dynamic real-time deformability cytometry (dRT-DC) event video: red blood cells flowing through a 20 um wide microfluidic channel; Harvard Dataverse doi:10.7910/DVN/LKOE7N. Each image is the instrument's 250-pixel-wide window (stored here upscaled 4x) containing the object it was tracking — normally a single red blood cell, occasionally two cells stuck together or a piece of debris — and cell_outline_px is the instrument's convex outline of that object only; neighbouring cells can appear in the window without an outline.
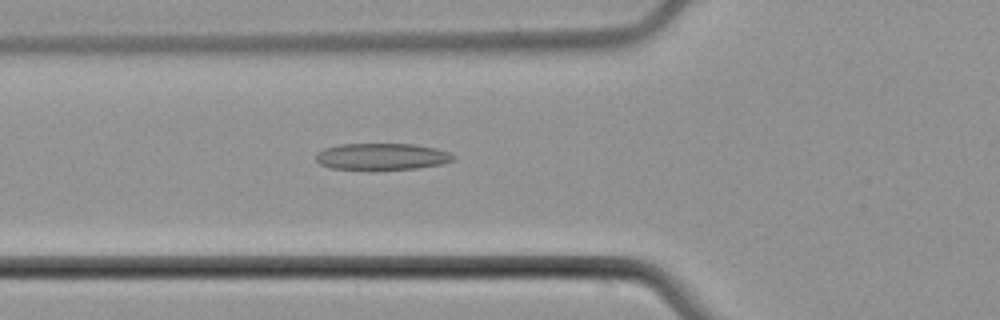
{"species": "common noctule bat (a hibernating species)", "species_latin": "Nyctalus noctula", "temperature_condition": "cold", "stored_images_in_passage": 54, "camera_frame_rate_fps": 3000, "um_per_image_px": 0.085, "animal": {"sex": "male", "body_mass_g": 21.5, "forearm_length_mm": 52.0}, "frame": {"image": 1, "passage_image": 20, "time_ms": 6.333, "image_size_px": [1000, 320], "cell_outline_px": [[456, 156], [452, 160], [440, 164], [416, 168], [332, 168], [320, 164], [316, 160], [316, 152], [324, 148], [340, 144], [412, 144], [436, 148], [448, 152]], "centroid_in_image_um": [32.44, 13.28], "position_along_channel_um": 93.4, "area_um2": 20.75}}
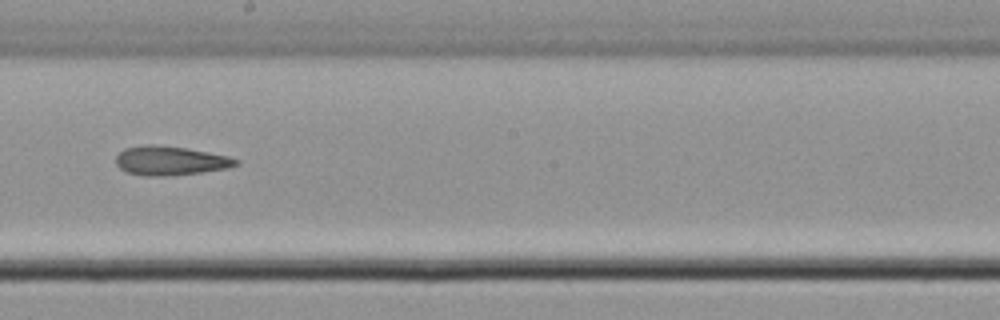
{"frame": {"image": 2, "passage_image": 31, "time_ms": 10.0, "image_size_px": [1000, 320], "cell_outline_px": [[240, 164], [228, 168], [200, 172], [168, 176], [144, 176], [128, 172], [120, 168], [116, 164], [116, 156], [124, 148], [148, 144], [156, 144], [188, 148], [228, 156], [240, 160]], "centroid_in_image_um": [14.49, 13.65], "position_along_channel_um": 233.7, "area_um2": 20.46}}
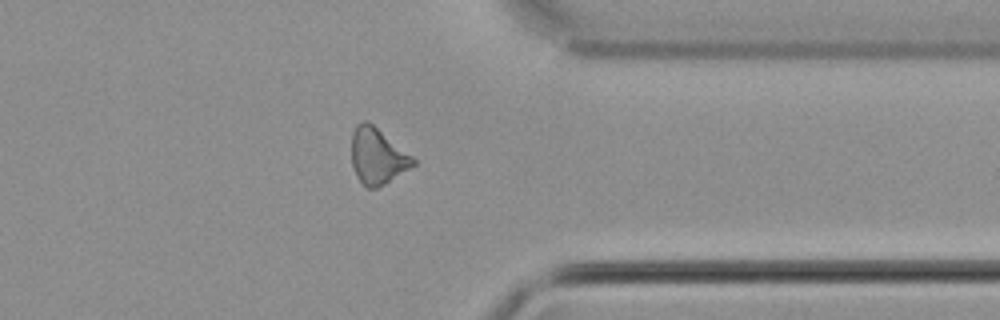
{"frame": {"image": 3, "passage_image": 43, "time_ms": 14.0, "image_size_px": [1000, 320], "cell_outline_px": [[416, 164], [384, 184], [376, 188], [368, 188], [356, 176], [352, 164], [352, 132], [356, 124], [364, 120], [368, 120], [412, 156], [416, 160]], "centroid_in_image_um": [32.06, 13.25], "position_along_channel_um": 379.3, "area_um2": 19.88}}